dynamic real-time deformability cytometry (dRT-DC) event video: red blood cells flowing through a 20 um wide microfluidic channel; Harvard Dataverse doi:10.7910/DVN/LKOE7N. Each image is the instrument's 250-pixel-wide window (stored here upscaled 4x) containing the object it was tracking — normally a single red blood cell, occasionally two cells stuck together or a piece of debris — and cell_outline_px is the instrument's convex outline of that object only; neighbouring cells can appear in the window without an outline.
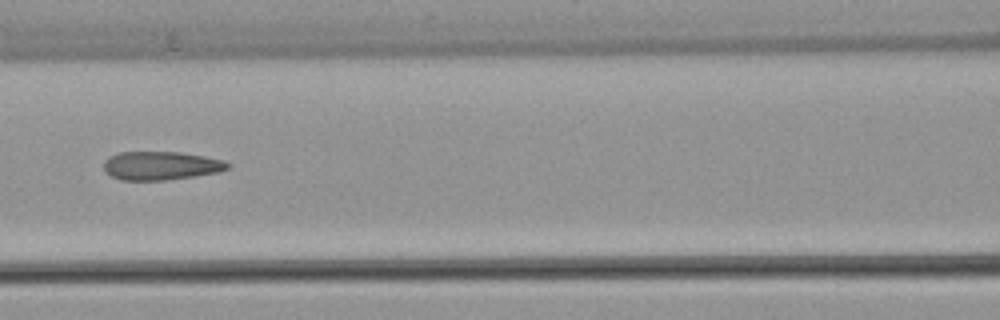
{"species": "common noctule bat (a hibernating species)", "species_latin": "Nyctalus noctula", "temperature_condition": "warm", "stored_images_in_passage": 53, "camera_frame_rate_fps": 3000, "um_per_image_px": 0.085, "animal": {"sex": "female", "body_mass_g": 22.7, "forearm_length_mm": 54.2}, "frame": {"image": 1, "passage_image": 23, "time_ms": 7.333, "image_size_px": [1000, 320], "cell_outline_px": [[228, 168], [212, 172], [188, 176], [160, 180], [124, 180], [112, 176], [104, 168], [104, 164], [112, 156], [124, 152], [172, 152], [200, 156], [216, 160], [228, 164]], "centroid_in_image_um": [13.57, 14.08], "position_along_channel_um": 153.0, "area_um2": 19.25}}